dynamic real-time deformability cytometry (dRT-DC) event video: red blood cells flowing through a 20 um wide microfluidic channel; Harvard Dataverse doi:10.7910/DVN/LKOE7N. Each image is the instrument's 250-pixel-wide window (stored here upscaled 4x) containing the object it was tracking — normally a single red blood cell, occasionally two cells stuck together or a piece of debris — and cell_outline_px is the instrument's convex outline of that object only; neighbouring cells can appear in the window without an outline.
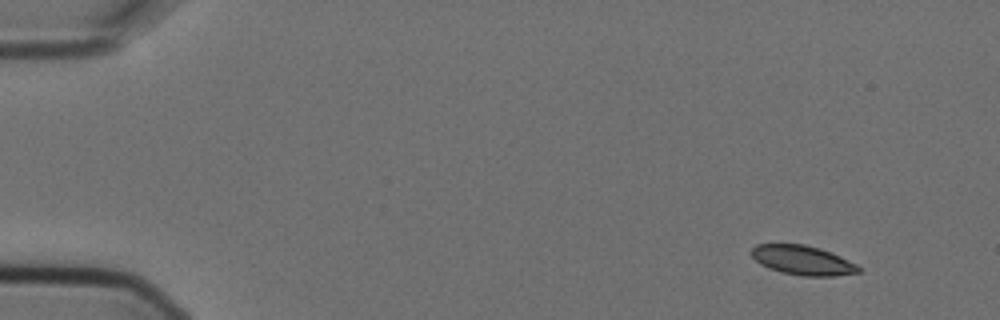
{"species": "Egyptian fruit bat (a non-hibernating species)", "species_latin": "Rousettus aegyptiacus", "temperature_condition": "cold", "stored_images_in_passage": 4, "segment_of_instrument_passage": [2, 2], "camera_frame_rate_fps": 3000, "um_per_image_px": 0.085, "animal": {"sex": "female"}, "frame": {"image": 1, "passage_image": 4, "time_ms": 1.0, "image_size_px": [1000, 320], "cell_outline_px": [[860, 272], [832, 276], [804, 276], [784, 272], [768, 268], [760, 264], [752, 256], [752, 248], [756, 244], [804, 244], [820, 248], [840, 256], [856, 264], [860, 268]], "centroid_in_image_um": [68.22, 22.11], "position_along_channel_um": 16.8, "area_um2": 18.15}}